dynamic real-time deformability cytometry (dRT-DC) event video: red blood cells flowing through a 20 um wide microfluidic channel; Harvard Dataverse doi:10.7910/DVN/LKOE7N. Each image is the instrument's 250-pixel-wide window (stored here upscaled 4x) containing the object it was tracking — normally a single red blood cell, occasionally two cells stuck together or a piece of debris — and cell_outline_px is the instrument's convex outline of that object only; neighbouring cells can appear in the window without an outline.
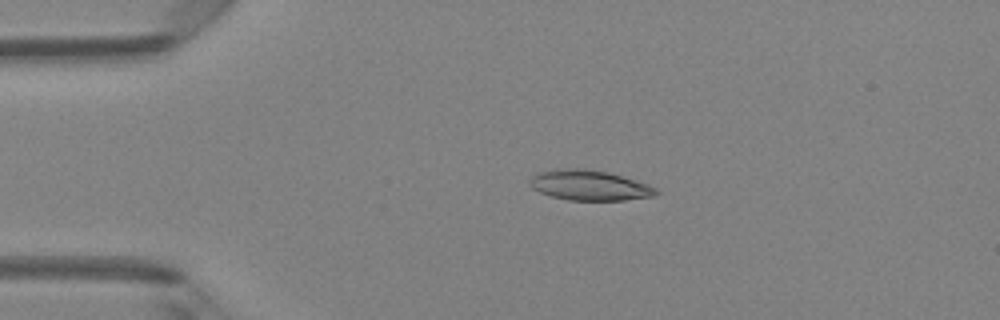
{"species": "Egyptian fruit bat (a non-hibernating species)", "species_latin": "Rousettus aegyptiacus", "temperature_condition": "room temperature", "stored_images_in_passage": 48, "camera_frame_rate_fps": 3000, "um_per_image_px": 0.085, "animal": {"sex": "female"}, "frame": {"image": 1, "passage_image": 10, "time_ms": 3.0, "image_size_px": [1000, 320], "cell_outline_px": [[660, 192], [652, 196], [624, 200], [568, 200], [552, 196], [540, 192], [532, 188], [528, 180], [532, 176], [540, 172], [556, 168], [584, 168], [608, 172], [648, 184], [656, 188]], "centroid_in_image_um": [50.08, 15.74], "position_along_channel_um": 34.9, "area_um2": 22.2}}
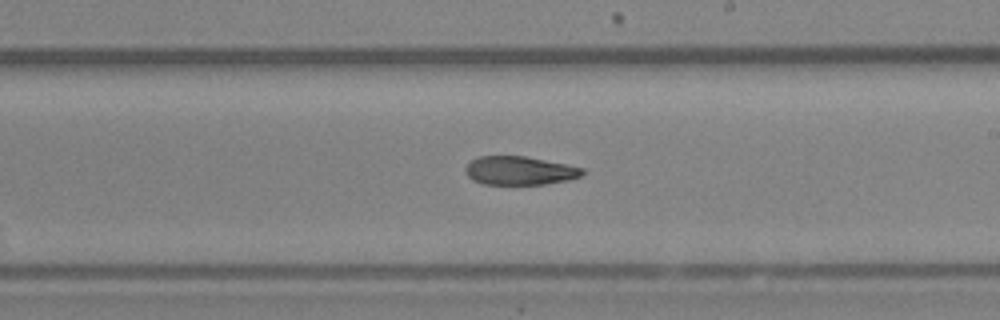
{"frame": {"image": 2, "passage_image": 28, "time_ms": 9.0, "image_size_px": [1000, 320], "cell_outline_px": [[584, 172], [580, 176], [568, 180], [544, 184], [484, 184], [472, 180], [464, 172], [464, 168], [476, 156], [524, 156], [568, 164], [584, 168]], "centroid_in_image_um": [44.15, 14.5], "position_along_channel_um": 244.9, "area_um2": 19.54}}
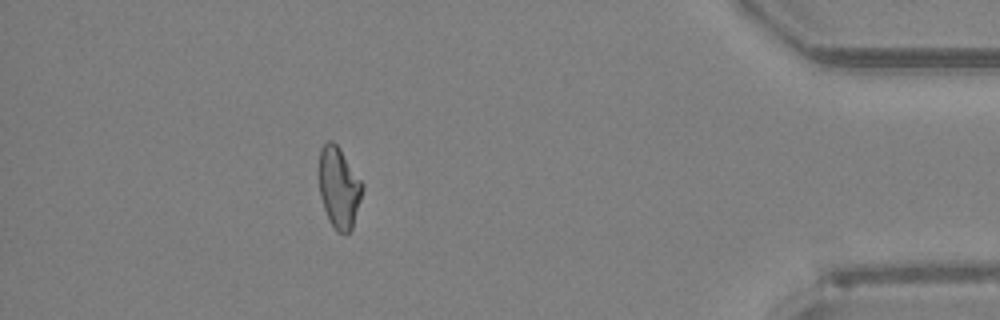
{"frame": {"image": 3, "passage_image": 43, "time_ms": 14.0, "image_size_px": [1000, 320], "cell_outline_px": [[364, 188], [352, 228], [348, 232], [336, 232], [328, 220], [320, 196], [316, 172], [316, 168], [320, 148], [328, 140], [332, 140], [340, 148], [364, 184]], "centroid_in_image_um": [28.76, 15.89], "position_along_channel_um": 406.4, "area_um2": 21.15}, "authors_computed_cell_mechanics": {"area_um2": 21.2993, "velocity_mm_per_s": 4.1843, "shape_relaxation_time_tau1_ms": null, "shape_relaxation_time_tau2_ms": 8.3353, "deformation_change_tau1": null, "deformation_change_tau2": 0.1844}}